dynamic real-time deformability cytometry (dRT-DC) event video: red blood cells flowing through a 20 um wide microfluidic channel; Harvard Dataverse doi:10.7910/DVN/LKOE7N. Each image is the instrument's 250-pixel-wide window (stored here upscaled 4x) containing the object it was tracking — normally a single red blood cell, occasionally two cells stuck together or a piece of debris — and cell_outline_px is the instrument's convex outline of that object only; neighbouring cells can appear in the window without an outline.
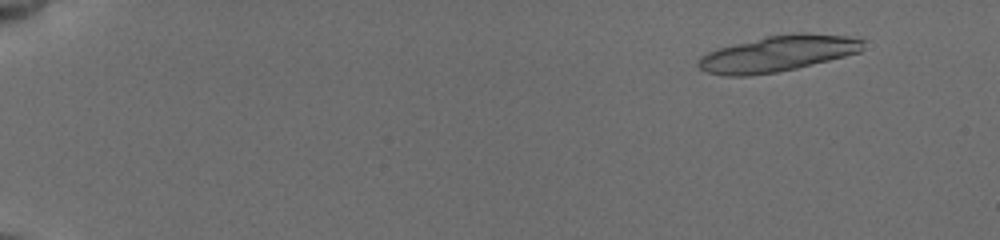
{"species": "common noctule bat (a hibernating species)", "species_latin": "Nyctalus noctula", "temperature_condition": "cold", "stored_images_in_passage": 36, "camera_frame_rate_fps": 3000, "um_per_image_px": 0.085, "animal": {"sex": "female", "body_mass_g": 19.5, "forearm_length_mm": 54.1}, "frame": {"image": 1, "passage_image": 5, "time_ms": 1.667, "image_size_px": [1000, 240], "cell_outline_px": [[864, 48], [860, 52], [796, 68], [776, 72], [748, 76], [724, 76], [704, 72], [696, 64], [700, 56], [716, 48], [768, 36], [796, 32], [808, 32], [848, 36], [864, 40]], "centroid_in_image_um": [66.09, 4.55], "position_along_channel_um": 18.9, "area_um2": 34.68}}
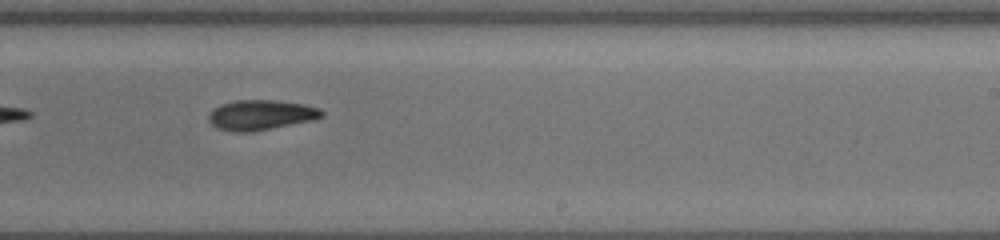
{"frame": {"image": 2, "passage_image": 21, "time_ms": 12.333, "image_size_px": [1000, 240], "cell_outline_px": [[324, 116], [308, 120], [252, 132], [232, 132], [220, 128], [212, 124], [208, 120], [208, 116], [212, 108], [220, 104], [232, 100], [276, 100], [304, 104], [320, 108], [324, 112]], "centroid_in_image_um": [22.12, 9.75], "position_along_channel_um": 266.9, "area_um2": 19.71}}
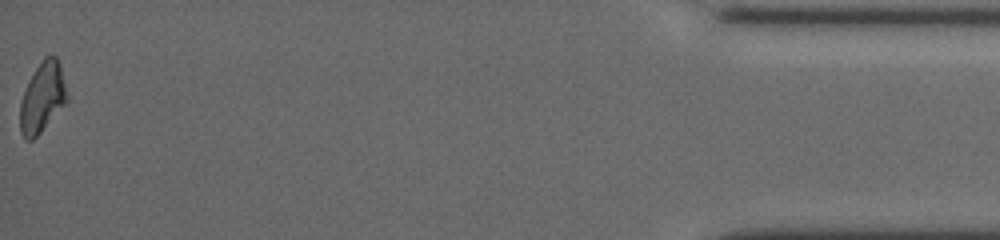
{"frame": {"image": 3, "passage_image": 36, "time_ms": 18.667, "image_size_px": [1000, 240], "cell_outline_px": [[68, 100], [40, 132], [32, 140], [24, 140], [20, 132], [20, 104], [24, 92], [36, 68], [44, 56], [56, 56], [60, 64], [68, 96]], "centroid_in_image_um": [3.6, 8.29], "position_along_channel_um": 431.6, "area_um2": 18.79}, "authors_computed_cell_mechanics": {"area_um2": 19.7098, "velocity_mm_per_s": 3.8194, "shape_relaxation_time_tau1_ms": 6.5415, "shape_relaxation_time_tau2_ms": 3.0618, "deformation_change_tau1": 0.1795, "deformation_change_tau2": 0.0867}}